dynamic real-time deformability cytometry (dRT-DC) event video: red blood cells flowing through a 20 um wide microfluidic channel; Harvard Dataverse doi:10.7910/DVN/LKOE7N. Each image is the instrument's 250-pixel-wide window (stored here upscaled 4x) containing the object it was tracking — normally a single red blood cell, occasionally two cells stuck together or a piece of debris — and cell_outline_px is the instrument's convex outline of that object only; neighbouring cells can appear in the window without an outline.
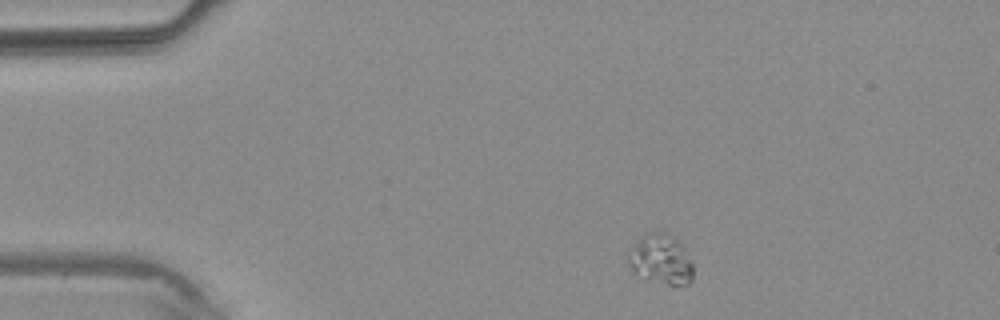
{"species": "common noctule bat (a hibernating species)", "species_latin": "Nyctalus noctula", "temperature_condition": "warm", "stored_images_in_passage": 3, "camera_frame_rate_fps": 3000, "um_per_image_px": 0.085, "animal": {"sex": "male", "body_mass_g": 20.4}, "frame": {"image": 1, "passage_image": 1, "time_ms": 0.0, "image_size_px": [1000, 320], "cell_outline_px": [[692, 280], [688, 284], [668, 284], [644, 280], [632, 272], [628, 264], [628, 256], [640, 236], [656, 228], [668, 232], [676, 236], [684, 244], [692, 260]], "centroid_in_image_um": [56.19, 21.99], "position_along_channel_um": 28.8, "area_um2": 19.71}}
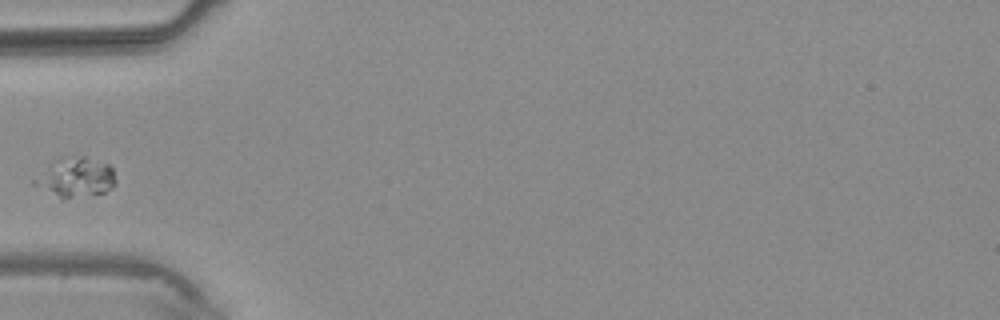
{"frame": {"image": 2, "passage_image": 3, "time_ms": 2.333, "image_size_px": [1000, 320], "cell_outline_px": [[116, 184], [104, 192], [64, 200], [44, 184], [52, 160], [56, 156], [84, 156], [108, 164], [112, 168], [116, 180]], "centroid_in_image_um": [6.71, 15.03], "position_along_channel_um": 78.3, "area_um2": 17.05}}